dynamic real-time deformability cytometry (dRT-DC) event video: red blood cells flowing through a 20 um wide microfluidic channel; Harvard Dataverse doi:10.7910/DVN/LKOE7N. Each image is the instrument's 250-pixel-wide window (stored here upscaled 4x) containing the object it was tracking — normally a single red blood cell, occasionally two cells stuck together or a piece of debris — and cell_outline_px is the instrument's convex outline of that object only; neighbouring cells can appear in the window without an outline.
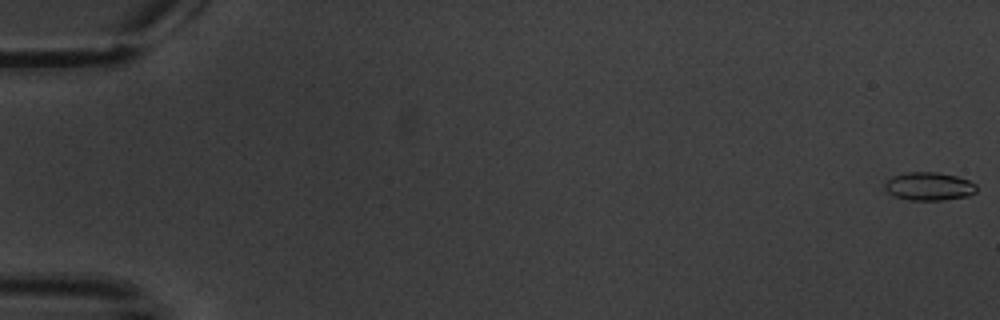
{"species": "common noctule bat (a hibernating species)", "species_latin": "Nyctalus noctula", "temperature_condition": "warm", "stored_images_in_passage": 6, "camera_frame_rate_fps": 3000, "um_per_image_px": 0.085, "animal": {"sex": "male", "body_mass_g": 20.1, "forearm_length_mm": 53.5}, "frame": {"image": 1, "passage_image": 1, "time_ms": 0.0, "image_size_px": [1000, 320], "cell_outline_px": [[976, 192], [968, 196], [944, 200], [908, 200], [896, 196], [888, 192], [884, 188], [884, 184], [892, 176], [908, 172], [936, 172], [956, 176], [968, 180], [976, 184]], "centroid_in_image_um": [78.97, 15.84], "position_along_channel_um": 6.0, "area_um2": 15.03}}
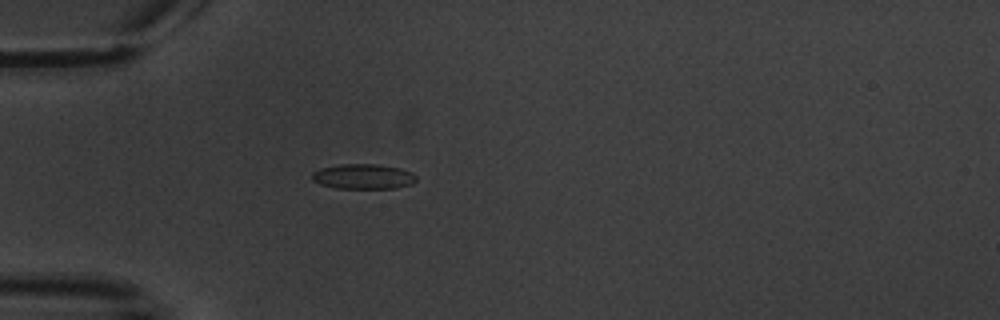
{"frame": {"image": 2, "passage_image": 6, "time_ms": 6.0, "image_size_px": [1000, 320], "cell_outline_px": [[416, 180], [412, 184], [396, 188], [336, 188], [320, 184], [312, 180], [312, 172], [320, 168], [340, 164], [376, 164], [400, 168], [412, 172], [416, 176]], "centroid_in_image_um": [30.88, 15.0], "position_along_channel_um": 54.1, "area_um2": 15.26}}